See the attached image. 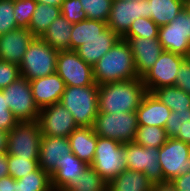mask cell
Listing matches in <instances>:
<instances>
[{
  "label": "cell",
  "mask_w": 190,
  "mask_h": 191,
  "mask_svg": "<svg viewBox=\"0 0 190 191\" xmlns=\"http://www.w3.org/2000/svg\"><path fill=\"white\" fill-rule=\"evenodd\" d=\"M147 93L140 77L99 85V112L108 114L134 112Z\"/></svg>",
  "instance_id": "6da1fadb"
},
{
  "label": "cell",
  "mask_w": 190,
  "mask_h": 191,
  "mask_svg": "<svg viewBox=\"0 0 190 191\" xmlns=\"http://www.w3.org/2000/svg\"><path fill=\"white\" fill-rule=\"evenodd\" d=\"M95 83L99 86L137 78L134 57L126 40L120 39L93 65Z\"/></svg>",
  "instance_id": "7a4b0ae2"
},
{
  "label": "cell",
  "mask_w": 190,
  "mask_h": 191,
  "mask_svg": "<svg viewBox=\"0 0 190 191\" xmlns=\"http://www.w3.org/2000/svg\"><path fill=\"white\" fill-rule=\"evenodd\" d=\"M78 127H92L99 112L98 85L65 86L60 102Z\"/></svg>",
  "instance_id": "3957f363"
},
{
  "label": "cell",
  "mask_w": 190,
  "mask_h": 191,
  "mask_svg": "<svg viewBox=\"0 0 190 191\" xmlns=\"http://www.w3.org/2000/svg\"><path fill=\"white\" fill-rule=\"evenodd\" d=\"M58 53L41 38H35L19 65L20 75L30 81L55 73Z\"/></svg>",
  "instance_id": "277c9868"
},
{
  "label": "cell",
  "mask_w": 190,
  "mask_h": 191,
  "mask_svg": "<svg viewBox=\"0 0 190 191\" xmlns=\"http://www.w3.org/2000/svg\"><path fill=\"white\" fill-rule=\"evenodd\" d=\"M92 129L97 136L122 144L133 142L138 129L137 113L136 111L115 112L114 114L98 112Z\"/></svg>",
  "instance_id": "5b68a950"
},
{
  "label": "cell",
  "mask_w": 190,
  "mask_h": 191,
  "mask_svg": "<svg viewBox=\"0 0 190 191\" xmlns=\"http://www.w3.org/2000/svg\"><path fill=\"white\" fill-rule=\"evenodd\" d=\"M90 166L108 183L127 170L124 144L97 136L94 160Z\"/></svg>",
  "instance_id": "8992f818"
},
{
  "label": "cell",
  "mask_w": 190,
  "mask_h": 191,
  "mask_svg": "<svg viewBox=\"0 0 190 191\" xmlns=\"http://www.w3.org/2000/svg\"><path fill=\"white\" fill-rule=\"evenodd\" d=\"M41 138L37 120L19 122L8 132L6 153L23 158H39Z\"/></svg>",
  "instance_id": "52a82bcc"
},
{
  "label": "cell",
  "mask_w": 190,
  "mask_h": 191,
  "mask_svg": "<svg viewBox=\"0 0 190 191\" xmlns=\"http://www.w3.org/2000/svg\"><path fill=\"white\" fill-rule=\"evenodd\" d=\"M158 40L163 50L190 58V14L183 9L172 22L160 26Z\"/></svg>",
  "instance_id": "ba28073f"
},
{
  "label": "cell",
  "mask_w": 190,
  "mask_h": 191,
  "mask_svg": "<svg viewBox=\"0 0 190 191\" xmlns=\"http://www.w3.org/2000/svg\"><path fill=\"white\" fill-rule=\"evenodd\" d=\"M7 105L19 122L36 121L40 109L33 100L31 85L24 77L2 89Z\"/></svg>",
  "instance_id": "9c48e42d"
},
{
  "label": "cell",
  "mask_w": 190,
  "mask_h": 191,
  "mask_svg": "<svg viewBox=\"0 0 190 191\" xmlns=\"http://www.w3.org/2000/svg\"><path fill=\"white\" fill-rule=\"evenodd\" d=\"M159 163L163 181H172L175 177L189 172L190 145L176 138H168L159 148Z\"/></svg>",
  "instance_id": "30bf717a"
},
{
  "label": "cell",
  "mask_w": 190,
  "mask_h": 191,
  "mask_svg": "<svg viewBox=\"0 0 190 191\" xmlns=\"http://www.w3.org/2000/svg\"><path fill=\"white\" fill-rule=\"evenodd\" d=\"M127 170L143 172L152 183L162 182L159 148L144 147L134 142L124 143Z\"/></svg>",
  "instance_id": "8fae6325"
},
{
  "label": "cell",
  "mask_w": 190,
  "mask_h": 191,
  "mask_svg": "<svg viewBox=\"0 0 190 191\" xmlns=\"http://www.w3.org/2000/svg\"><path fill=\"white\" fill-rule=\"evenodd\" d=\"M56 73L65 86L94 85L93 66L86 63L74 50H60L57 56Z\"/></svg>",
  "instance_id": "7c38bea8"
},
{
  "label": "cell",
  "mask_w": 190,
  "mask_h": 191,
  "mask_svg": "<svg viewBox=\"0 0 190 191\" xmlns=\"http://www.w3.org/2000/svg\"><path fill=\"white\" fill-rule=\"evenodd\" d=\"M185 59L182 55L163 50L153 67L141 77L147 92L175 85L177 72Z\"/></svg>",
  "instance_id": "4fadbf2b"
},
{
  "label": "cell",
  "mask_w": 190,
  "mask_h": 191,
  "mask_svg": "<svg viewBox=\"0 0 190 191\" xmlns=\"http://www.w3.org/2000/svg\"><path fill=\"white\" fill-rule=\"evenodd\" d=\"M37 122L42 136L68 137L78 127L72 113L59 102L40 109Z\"/></svg>",
  "instance_id": "5bb4252c"
},
{
  "label": "cell",
  "mask_w": 190,
  "mask_h": 191,
  "mask_svg": "<svg viewBox=\"0 0 190 191\" xmlns=\"http://www.w3.org/2000/svg\"><path fill=\"white\" fill-rule=\"evenodd\" d=\"M140 17L148 18L147 0H113L107 25L122 37L129 30L132 22Z\"/></svg>",
  "instance_id": "9a60e30c"
},
{
  "label": "cell",
  "mask_w": 190,
  "mask_h": 191,
  "mask_svg": "<svg viewBox=\"0 0 190 191\" xmlns=\"http://www.w3.org/2000/svg\"><path fill=\"white\" fill-rule=\"evenodd\" d=\"M129 44L138 77L153 67L163 48L158 38L121 37Z\"/></svg>",
  "instance_id": "2e32d148"
},
{
  "label": "cell",
  "mask_w": 190,
  "mask_h": 191,
  "mask_svg": "<svg viewBox=\"0 0 190 191\" xmlns=\"http://www.w3.org/2000/svg\"><path fill=\"white\" fill-rule=\"evenodd\" d=\"M33 100L39 109L60 102L65 90L64 80L55 72L29 81Z\"/></svg>",
  "instance_id": "e0dca14e"
},
{
  "label": "cell",
  "mask_w": 190,
  "mask_h": 191,
  "mask_svg": "<svg viewBox=\"0 0 190 191\" xmlns=\"http://www.w3.org/2000/svg\"><path fill=\"white\" fill-rule=\"evenodd\" d=\"M35 39L27 28H17L0 36V60L20 65L23 56Z\"/></svg>",
  "instance_id": "ac0fdd59"
},
{
  "label": "cell",
  "mask_w": 190,
  "mask_h": 191,
  "mask_svg": "<svg viewBox=\"0 0 190 191\" xmlns=\"http://www.w3.org/2000/svg\"><path fill=\"white\" fill-rule=\"evenodd\" d=\"M68 137L42 136L38 158L39 168L50 176L56 171V164L71 154Z\"/></svg>",
  "instance_id": "d6986e66"
},
{
  "label": "cell",
  "mask_w": 190,
  "mask_h": 191,
  "mask_svg": "<svg viewBox=\"0 0 190 191\" xmlns=\"http://www.w3.org/2000/svg\"><path fill=\"white\" fill-rule=\"evenodd\" d=\"M138 126L165 127L166 121L171 115L167 105L159 101L152 93H147L139 108L136 110Z\"/></svg>",
  "instance_id": "ffe728a7"
},
{
  "label": "cell",
  "mask_w": 190,
  "mask_h": 191,
  "mask_svg": "<svg viewBox=\"0 0 190 191\" xmlns=\"http://www.w3.org/2000/svg\"><path fill=\"white\" fill-rule=\"evenodd\" d=\"M121 37L109 27L100 36L94 37L75 51L86 63L93 66L96 64L119 40Z\"/></svg>",
  "instance_id": "44dd1931"
},
{
  "label": "cell",
  "mask_w": 190,
  "mask_h": 191,
  "mask_svg": "<svg viewBox=\"0 0 190 191\" xmlns=\"http://www.w3.org/2000/svg\"><path fill=\"white\" fill-rule=\"evenodd\" d=\"M88 165L73 153L68 154L56 164V171L51 175L52 190L63 191L74 179L81 176Z\"/></svg>",
  "instance_id": "7402d4cb"
},
{
  "label": "cell",
  "mask_w": 190,
  "mask_h": 191,
  "mask_svg": "<svg viewBox=\"0 0 190 191\" xmlns=\"http://www.w3.org/2000/svg\"><path fill=\"white\" fill-rule=\"evenodd\" d=\"M72 153L87 165L94 160L97 135L92 127H77L69 136Z\"/></svg>",
  "instance_id": "603a6c76"
},
{
  "label": "cell",
  "mask_w": 190,
  "mask_h": 191,
  "mask_svg": "<svg viewBox=\"0 0 190 191\" xmlns=\"http://www.w3.org/2000/svg\"><path fill=\"white\" fill-rule=\"evenodd\" d=\"M72 27L73 24L60 15L51 23L41 39L58 51L70 50Z\"/></svg>",
  "instance_id": "cb8c5ba5"
},
{
  "label": "cell",
  "mask_w": 190,
  "mask_h": 191,
  "mask_svg": "<svg viewBox=\"0 0 190 191\" xmlns=\"http://www.w3.org/2000/svg\"><path fill=\"white\" fill-rule=\"evenodd\" d=\"M148 18L159 27L173 21L184 9V0H147Z\"/></svg>",
  "instance_id": "d4e9b609"
},
{
  "label": "cell",
  "mask_w": 190,
  "mask_h": 191,
  "mask_svg": "<svg viewBox=\"0 0 190 191\" xmlns=\"http://www.w3.org/2000/svg\"><path fill=\"white\" fill-rule=\"evenodd\" d=\"M152 184L143 172L126 170L108 182L107 191H151Z\"/></svg>",
  "instance_id": "484cf974"
},
{
  "label": "cell",
  "mask_w": 190,
  "mask_h": 191,
  "mask_svg": "<svg viewBox=\"0 0 190 191\" xmlns=\"http://www.w3.org/2000/svg\"><path fill=\"white\" fill-rule=\"evenodd\" d=\"M108 28L107 22L85 19L73 24L70 40V50H76L79 46L100 34Z\"/></svg>",
  "instance_id": "4316f807"
},
{
  "label": "cell",
  "mask_w": 190,
  "mask_h": 191,
  "mask_svg": "<svg viewBox=\"0 0 190 191\" xmlns=\"http://www.w3.org/2000/svg\"><path fill=\"white\" fill-rule=\"evenodd\" d=\"M61 15V8L38 3L30 20L28 30L35 38H41L51 23Z\"/></svg>",
  "instance_id": "83f0119b"
},
{
  "label": "cell",
  "mask_w": 190,
  "mask_h": 191,
  "mask_svg": "<svg viewBox=\"0 0 190 191\" xmlns=\"http://www.w3.org/2000/svg\"><path fill=\"white\" fill-rule=\"evenodd\" d=\"M151 93L171 111L190 110V95L175 85L154 89Z\"/></svg>",
  "instance_id": "f1b7e54d"
},
{
  "label": "cell",
  "mask_w": 190,
  "mask_h": 191,
  "mask_svg": "<svg viewBox=\"0 0 190 191\" xmlns=\"http://www.w3.org/2000/svg\"><path fill=\"white\" fill-rule=\"evenodd\" d=\"M108 183L90 165L63 191H107Z\"/></svg>",
  "instance_id": "f546056e"
},
{
  "label": "cell",
  "mask_w": 190,
  "mask_h": 191,
  "mask_svg": "<svg viewBox=\"0 0 190 191\" xmlns=\"http://www.w3.org/2000/svg\"><path fill=\"white\" fill-rule=\"evenodd\" d=\"M166 130L158 126H138L133 142L144 147L160 148L166 143Z\"/></svg>",
  "instance_id": "4dcf8cb0"
},
{
  "label": "cell",
  "mask_w": 190,
  "mask_h": 191,
  "mask_svg": "<svg viewBox=\"0 0 190 191\" xmlns=\"http://www.w3.org/2000/svg\"><path fill=\"white\" fill-rule=\"evenodd\" d=\"M18 191H52L51 176L38 168L17 180Z\"/></svg>",
  "instance_id": "1f68e13d"
},
{
  "label": "cell",
  "mask_w": 190,
  "mask_h": 191,
  "mask_svg": "<svg viewBox=\"0 0 190 191\" xmlns=\"http://www.w3.org/2000/svg\"><path fill=\"white\" fill-rule=\"evenodd\" d=\"M39 168L38 158H23L8 154L9 176L18 180Z\"/></svg>",
  "instance_id": "d6a6232c"
},
{
  "label": "cell",
  "mask_w": 190,
  "mask_h": 191,
  "mask_svg": "<svg viewBox=\"0 0 190 191\" xmlns=\"http://www.w3.org/2000/svg\"><path fill=\"white\" fill-rule=\"evenodd\" d=\"M113 0H80L86 19L107 22Z\"/></svg>",
  "instance_id": "836d02e7"
},
{
  "label": "cell",
  "mask_w": 190,
  "mask_h": 191,
  "mask_svg": "<svg viewBox=\"0 0 190 191\" xmlns=\"http://www.w3.org/2000/svg\"><path fill=\"white\" fill-rule=\"evenodd\" d=\"M159 28L151 18L140 17L132 22L122 37L158 38Z\"/></svg>",
  "instance_id": "e575fe53"
},
{
  "label": "cell",
  "mask_w": 190,
  "mask_h": 191,
  "mask_svg": "<svg viewBox=\"0 0 190 191\" xmlns=\"http://www.w3.org/2000/svg\"><path fill=\"white\" fill-rule=\"evenodd\" d=\"M190 124V110L171 111V115L166 121L164 129L168 138H175L179 131H182Z\"/></svg>",
  "instance_id": "d590c367"
},
{
  "label": "cell",
  "mask_w": 190,
  "mask_h": 191,
  "mask_svg": "<svg viewBox=\"0 0 190 191\" xmlns=\"http://www.w3.org/2000/svg\"><path fill=\"white\" fill-rule=\"evenodd\" d=\"M36 4L37 2L35 0H14V16L18 27L28 29L32 15L36 9Z\"/></svg>",
  "instance_id": "8d00e7d4"
},
{
  "label": "cell",
  "mask_w": 190,
  "mask_h": 191,
  "mask_svg": "<svg viewBox=\"0 0 190 191\" xmlns=\"http://www.w3.org/2000/svg\"><path fill=\"white\" fill-rule=\"evenodd\" d=\"M19 28L14 16V0H0V36Z\"/></svg>",
  "instance_id": "74e56055"
},
{
  "label": "cell",
  "mask_w": 190,
  "mask_h": 191,
  "mask_svg": "<svg viewBox=\"0 0 190 191\" xmlns=\"http://www.w3.org/2000/svg\"><path fill=\"white\" fill-rule=\"evenodd\" d=\"M60 8L61 15H63L71 24L86 19L80 0H64Z\"/></svg>",
  "instance_id": "f35d334b"
},
{
  "label": "cell",
  "mask_w": 190,
  "mask_h": 191,
  "mask_svg": "<svg viewBox=\"0 0 190 191\" xmlns=\"http://www.w3.org/2000/svg\"><path fill=\"white\" fill-rule=\"evenodd\" d=\"M19 65L0 60V90L20 78Z\"/></svg>",
  "instance_id": "ab89813d"
},
{
  "label": "cell",
  "mask_w": 190,
  "mask_h": 191,
  "mask_svg": "<svg viewBox=\"0 0 190 191\" xmlns=\"http://www.w3.org/2000/svg\"><path fill=\"white\" fill-rule=\"evenodd\" d=\"M175 86L190 95V58H186L180 65Z\"/></svg>",
  "instance_id": "60d3db41"
},
{
  "label": "cell",
  "mask_w": 190,
  "mask_h": 191,
  "mask_svg": "<svg viewBox=\"0 0 190 191\" xmlns=\"http://www.w3.org/2000/svg\"><path fill=\"white\" fill-rule=\"evenodd\" d=\"M19 123L9 108H0V131L9 132Z\"/></svg>",
  "instance_id": "b9f144b4"
},
{
  "label": "cell",
  "mask_w": 190,
  "mask_h": 191,
  "mask_svg": "<svg viewBox=\"0 0 190 191\" xmlns=\"http://www.w3.org/2000/svg\"><path fill=\"white\" fill-rule=\"evenodd\" d=\"M171 182L176 191H190V171L175 177Z\"/></svg>",
  "instance_id": "7bdbcfd3"
},
{
  "label": "cell",
  "mask_w": 190,
  "mask_h": 191,
  "mask_svg": "<svg viewBox=\"0 0 190 191\" xmlns=\"http://www.w3.org/2000/svg\"><path fill=\"white\" fill-rule=\"evenodd\" d=\"M0 191H18L17 180L11 176L0 178Z\"/></svg>",
  "instance_id": "ee69618b"
},
{
  "label": "cell",
  "mask_w": 190,
  "mask_h": 191,
  "mask_svg": "<svg viewBox=\"0 0 190 191\" xmlns=\"http://www.w3.org/2000/svg\"><path fill=\"white\" fill-rule=\"evenodd\" d=\"M151 191H176V189L171 181H162L153 183Z\"/></svg>",
  "instance_id": "f6af8a7d"
},
{
  "label": "cell",
  "mask_w": 190,
  "mask_h": 191,
  "mask_svg": "<svg viewBox=\"0 0 190 191\" xmlns=\"http://www.w3.org/2000/svg\"><path fill=\"white\" fill-rule=\"evenodd\" d=\"M9 176L8 171V154L0 153V178Z\"/></svg>",
  "instance_id": "bcb514c9"
},
{
  "label": "cell",
  "mask_w": 190,
  "mask_h": 191,
  "mask_svg": "<svg viewBox=\"0 0 190 191\" xmlns=\"http://www.w3.org/2000/svg\"><path fill=\"white\" fill-rule=\"evenodd\" d=\"M175 138L190 145V124L186 126L182 131H179Z\"/></svg>",
  "instance_id": "7dc6e473"
},
{
  "label": "cell",
  "mask_w": 190,
  "mask_h": 191,
  "mask_svg": "<svg viewBox=\"0 0 190 191\" xmlns=\"http://www.w3.org/2000/svg\"><path fill=\"white\" fill-rule=\"evenodd\" d=\"M7 136L8 132L0 131V153L7 151Z\"/></svg>",
  "instance_id": "c3c4849f"
},
{
  "label": "cell",
  "mask_w": 190,
  "mask_h": 191,
  "mask_svg": "<svg viewBox=\"0 0 190 191\" xmlns=\"http://www.w3.org/2000/svg\"><path fill=\"white\" fill-rule=\"evenodd\" d=\"M38 3L48 4L56 7H61L64 0H35Z\"/></svg>",
  "instance_id": "681fc988"
},
{
  "label": "cell",
  "mask_w": 190,
  "mask_h": 191,
  "mask_svg": "<svg viewBox=\"0 0 190 191\" xmlns=\"http://www.w3.org/2000/svg\"><path fill=\"white\" fill-rule=\"evenodd\" d=\"M0 108H9L6 97L3 95L2 90H0Z\"/></svg>",
  "instance_id": "f907efd6"
},
{
  "label": "cell",
  "mask_w": 190,
  "mask_h": 191,
  "mask_svg": "<svg viewBox=\"0 0 190 191\" xmlns=\"http://www.w3.org/2000/svg\"><path fill=\"white\" fill-rule=\"evenodd\" d=\"M184 9L190 14V0H184Z\"/></svg>",
  "instance_id": "816d5d0a"
},
{
  "label": "cell",
  "mask_w": 190,
  "mask_h": 191,
  "mask_svg": "<svg viewBox=\"0 0 190 191\" xmlns=\"http://www.w3.org/2000/svg\"><path fill=\"white\" fill-rule=\"evenodd\" d=\"M125 1H132V0H125ZM134 1H146V0H134Z\"/></svg>",
  "instance_id": "f5cc1de1"
}]
</instances>
